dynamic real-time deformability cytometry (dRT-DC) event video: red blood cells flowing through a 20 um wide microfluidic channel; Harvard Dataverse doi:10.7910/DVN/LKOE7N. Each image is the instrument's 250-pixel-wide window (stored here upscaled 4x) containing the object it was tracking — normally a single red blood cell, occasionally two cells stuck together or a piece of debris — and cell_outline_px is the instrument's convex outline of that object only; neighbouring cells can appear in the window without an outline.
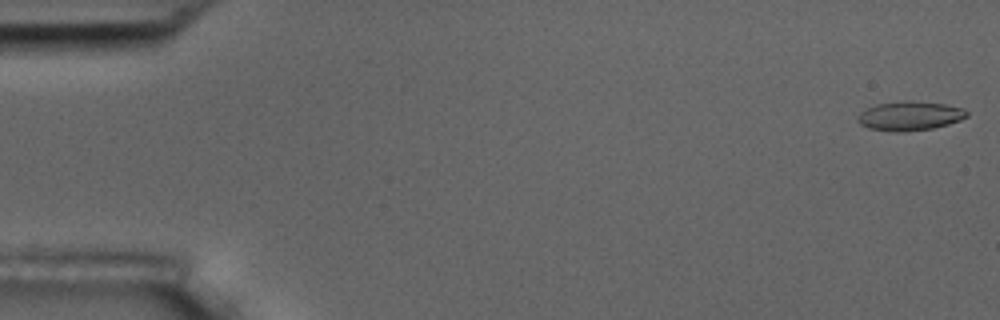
{"species": "common noctule bat (a hibernating species)", "species_latin": "Nyctalus noctula", "temperature_condition": "room temperature", "stored_images_in_passage": 51, "camera_frame_rate_fps": 3000, "um_per_image_px": 0.085, "animal": {"sex": "male", "body_mass_g": 17.5, "forearm_length_mm": 52.3}, "frame": {"image": 1, "passage_image": 1, "time_ms": 0.0, "image_size_px": [1000, 320], "cell_outline_px": [[968, 116], [960, 120], [948, 124], [932, 128], [904, 132], [892, 132], [868, 128], [860, 124], [856, 120], [856, 116], [860, 112], [876, 104], [944, 104], [964, 108], [968, 112]], "centroid_in_image_um": [77.31, 9.92], "position_along_channel_um": 7.7, "area_um2": 17.69}}
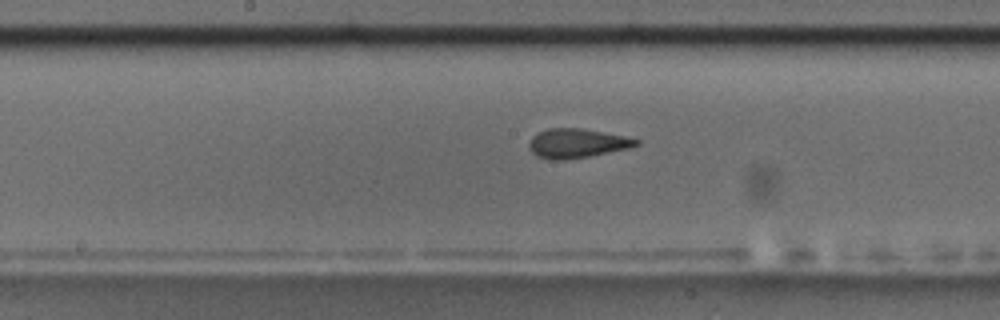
{"frame": {"image": 2, "passage_image": 29, "time_ms": 9.333, "image_size_px": [1000, 320], "cell_outline_px": [[640, 144], [632, 148], [588, 156], [564, 160], [548, 160], [536, 156], [528, 148], [528, 144], [532, 136], [536, 132], [548, 128], [584, 128], [628, 136], [640, 140]], "centroid_in_image_um": [49.05, 12.17], "position_along_channel_um": 199.2, "area_um2": 18.73}}
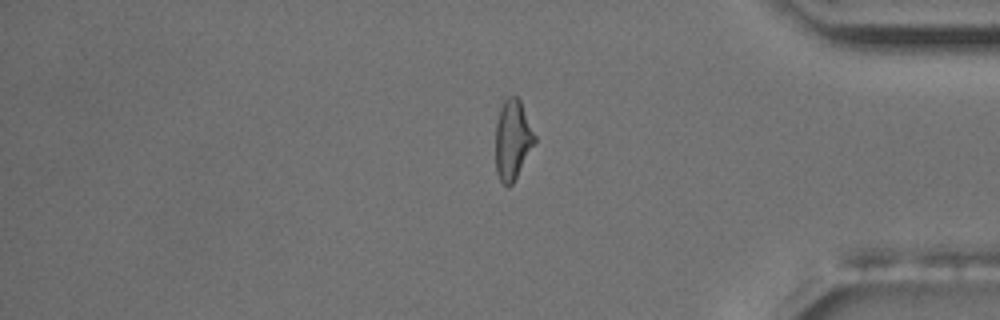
{"frame": {"image": 3, "passage_image": 47, "time_ms": 15.333, "image_size_px": [1000, 320], "cell_outline_px": [[536, 140], [512, 184], [508, 188], [500, 180], [496, 172], [496, 124], [500, 108], [504, 100], [508, 96], [516, 96], [520, 100], [536, 136]], "centroid_in_image_um": [43.56, 11.87], "position_along_channel_um": 391.6, "area_um2": 17.98}, "authors_computed_cell_mechanics": {"area_um2": 18.3226, "velocity_mm_per_s": 3.588, "shape_relaxation_time_tau1_ms": 3.93, "shape_relaxation_time_tau2_ms": 1.5769, "deformation_change_tau1": 0.1408, "deformation_change_tau2": 0.0813}}